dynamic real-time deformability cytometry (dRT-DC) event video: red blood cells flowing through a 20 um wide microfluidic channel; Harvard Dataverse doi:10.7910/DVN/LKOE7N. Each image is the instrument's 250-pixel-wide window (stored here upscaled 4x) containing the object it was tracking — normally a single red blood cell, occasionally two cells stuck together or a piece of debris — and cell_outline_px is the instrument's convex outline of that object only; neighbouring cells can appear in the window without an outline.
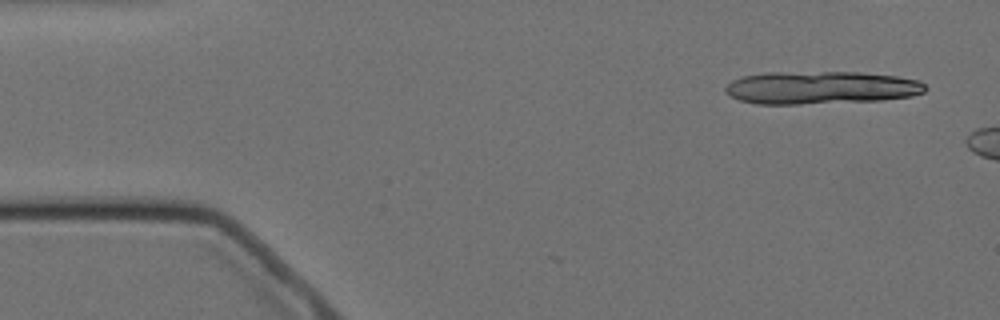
{"species": "Egyptian fruit bat (a non-hibernating species)", "species_latin": "Rousettus aegyptiacus", "temperature_condition": "cold", "stored_images_in_passage": 3, "camera_frame_rate_fps": 3000, "um_per_image_px": 0.085, "animal": {"sex": "female"}, "frame": {"image": 1, "passage_image": 1, "time_ms": 0.0, "image_size_px": [1000, 320], "cell_outline_px": [[928, 88], [924, 92], [912, 96], [880, 100], [800, 104], [756, 104], [740, 100], [724, 92], [724, 88], [732, 80], [744, 76], [764, 72], [860, 72], [896, 76], [920, 80]], "centroid_in_image_um": [69.78, 7.44], "position_along_channel_um": 15.2, "area_um2": 38.44}}